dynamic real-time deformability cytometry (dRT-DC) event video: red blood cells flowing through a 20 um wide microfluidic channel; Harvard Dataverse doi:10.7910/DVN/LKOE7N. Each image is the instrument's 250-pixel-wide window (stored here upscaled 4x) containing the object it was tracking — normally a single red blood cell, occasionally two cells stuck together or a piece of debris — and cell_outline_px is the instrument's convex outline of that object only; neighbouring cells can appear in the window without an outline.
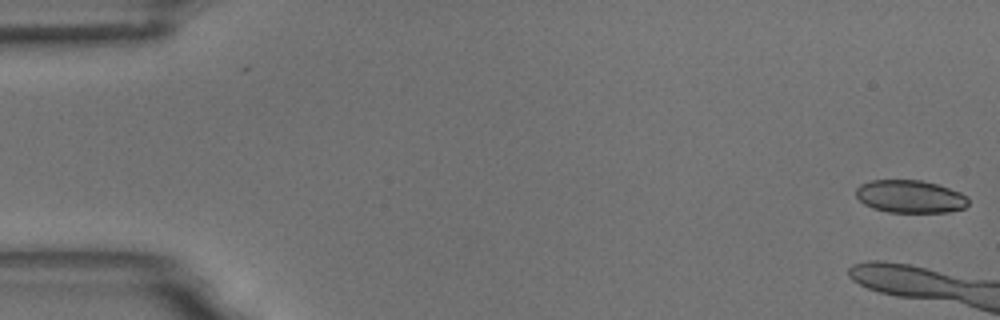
{"species": "common noctule bat (a hibernating species)", "species_latin": "Nyctalus noctula", "temperature_condition": "room temperature", "stored_images_in_passage": 6, "camera_frame_rate_fps": 3000, "um_per_image_px": 0.085, "animal": {"sex": "male", "body_mass_g": 18.8}, "frame": {"image": 1, "passage_image": 1, "time_ms": 0.0, "image_size_px": [1000, 320], "cell_outline_px": [[968, 204], [964, 208], [948, 212], [888, 212], [872, 208], [864, 204], [856, 196], [856, 188], [860, 184], [872, 180], [920, 180], [936, 184], [960, 192], [968, 196]], "centroid_in_image_um": [77.35, 16.7], "position_along_channel_um": 7.6, "area_um2": 21.44}}